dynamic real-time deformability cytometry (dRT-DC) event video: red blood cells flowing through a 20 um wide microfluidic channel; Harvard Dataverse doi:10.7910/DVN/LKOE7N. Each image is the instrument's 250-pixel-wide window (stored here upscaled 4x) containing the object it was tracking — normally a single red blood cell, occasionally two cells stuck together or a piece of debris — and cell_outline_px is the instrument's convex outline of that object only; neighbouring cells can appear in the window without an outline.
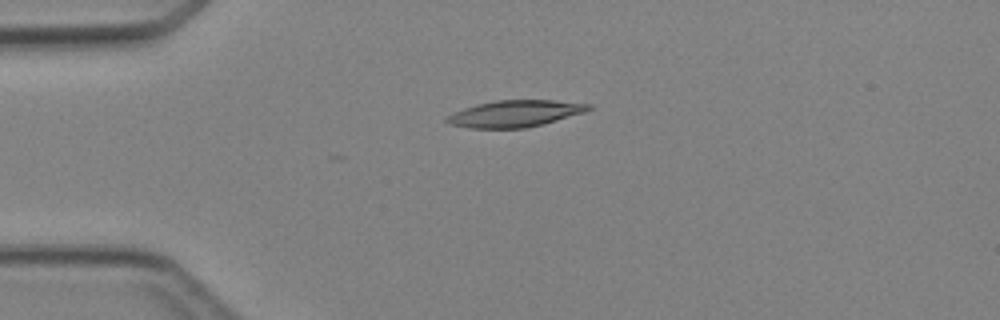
{"species": "Egyptian fruit bat (a non-hibernating species)", "species_latin": "Rousettus aegyptiacus", "temperature_condition": "cold", "stored_images_in_passage": 5, "camera_frame_rate_fps": 3000, "um_per_image_px": 0.085, "animal": {"sex": "female"}, "frame": {"image": 1, "passage_image": 3, "time_ms": 2.667, "image_size_px": [1000, 320], "cell_outline_px": [[592, 108], [584, 112], [544, 124], [524, 128], [472, 128], [448, 124], [444, 120], [452, 112], [476, 104], [496, 100], [552, 100], [592, 104]], "centroid_in_image_um": [43.76, 9.65], "position_along_channel_um": 41.2, "area_um2": 22.02}}
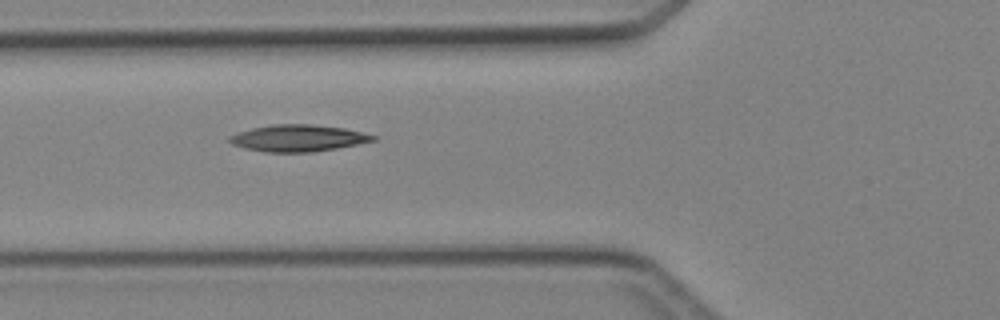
{"frame": {"image": 2, "passage_image": 5, "time_ms": 4.667, "image_size_px": [1000, 320], "cell_outline_px": [[376, 140], [336, 148], [312, 152], [264, 152], [244, 148], [232, 144], [228, 140], [228, 136], [236, 132], [252, 128], [272, 124], [312, 124], [344, 128], [376, 136]], "centroid_in_image_um": [25.27, 11.74], "position_along_channel_um": 100.5, "area_um2": 22.31}}